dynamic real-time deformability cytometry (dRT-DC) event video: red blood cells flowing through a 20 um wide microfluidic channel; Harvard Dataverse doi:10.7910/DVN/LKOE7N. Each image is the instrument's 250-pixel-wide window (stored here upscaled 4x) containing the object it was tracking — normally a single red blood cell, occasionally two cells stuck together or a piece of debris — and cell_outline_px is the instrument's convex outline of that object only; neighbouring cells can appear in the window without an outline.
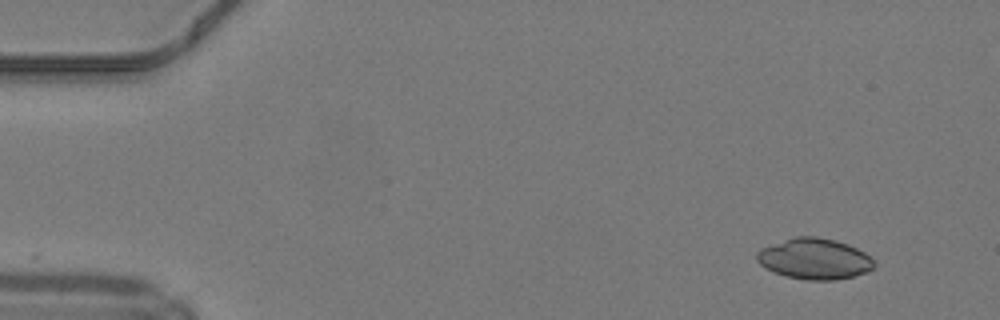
{"species": "common noctule bat (a hibernating species)", "species_latin": "Nyctalus noctula", "temperature_condition": "warm", "stored_images_in_passage": 46, "camera_frame_rate_fps": 3000, "um_per_image_px": 0.085, "animal": {"sex": "male", "body_mass_g": 19.2, "forearm_length_mm": 51.8}, "frame": {"image": 1, "passage_image": 1, "time_ms": 0.0, "image_size_px": [1000, 320], "cell_outline_px": [[876, 264], [872, 268], [864, 272], [852, 276], [836, 280], [804, 280], [788, 276], [776, 272], [760, 264], [756, 260], [756, 252], [760, 248], [796, 236], [816, 236], [836, 240], [848, 244], [864, 252]], "centroid_in_image_um": [69.21, 21.99], "position_along_channel_um": 15.8, "area_um2": 27.69}}
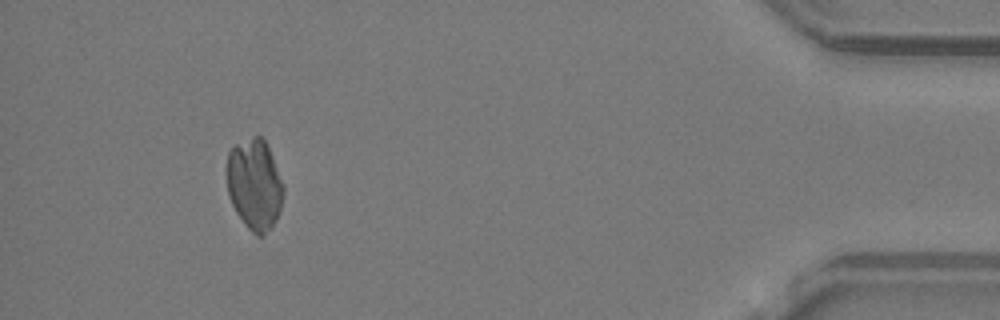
{"frame": {"image": 2, "passage_image": 42, "time_ms": 13.667, "image_size_px": [1000, 320], "cell_outline_px": [[284, 192], [280, 208], [276, 220], [272, 228], [264, 236], [256, 236], [244, 224], [236, 212], [228, 196], [228, 152], [236, 144], [256, 136], [260, 136], [264, 140], [272, 156], [284, 184]], "centroid_in_image_um": [21.66, 15.73], "position_along_channel_um": 413.5, "area_um2": 29.82}}